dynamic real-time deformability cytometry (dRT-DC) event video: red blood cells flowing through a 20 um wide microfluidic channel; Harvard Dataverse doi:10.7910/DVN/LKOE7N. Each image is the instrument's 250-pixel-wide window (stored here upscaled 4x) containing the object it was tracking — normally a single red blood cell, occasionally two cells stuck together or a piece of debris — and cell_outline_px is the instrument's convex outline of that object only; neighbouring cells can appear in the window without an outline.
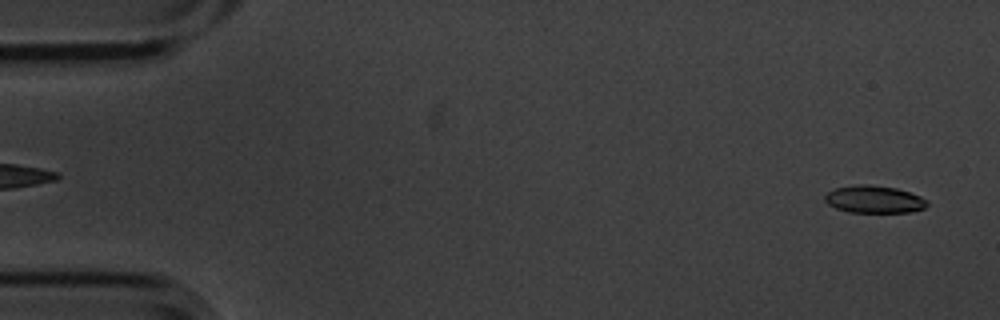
{"species": "common noctule bat (a hibernating species)", "species_latin": "Nyctalus noctula", "temperature_condition": "cold", "stored_images_in_passage": 6, "segment_of_instrument_passage": [2, 2], "camera_frame_rate_fps": 3000, "um_per_image_px": 0.085, "animal": {"sex": "male", "body_mass_g": 20.1, "forearm_length_mm": 53.5}, "frame": {"image": 1, "passage_image": 6, "time_ms": 1.667, "image_size_px": [1000, 320], "cell_outline_px": [[928, 204], [924, 208], [912, 212], [848, 212], [836, 208], [828, 204], [824, 200], [824, 196], [828, 192], [836, 188], [856, 184], [868, 184], [896, 188], [920, 196], [928, 200]], "centroid_in_image_um": [74.3, 16.94], "position_along_channel_um": 10.7, "area_um2": 16.36}}